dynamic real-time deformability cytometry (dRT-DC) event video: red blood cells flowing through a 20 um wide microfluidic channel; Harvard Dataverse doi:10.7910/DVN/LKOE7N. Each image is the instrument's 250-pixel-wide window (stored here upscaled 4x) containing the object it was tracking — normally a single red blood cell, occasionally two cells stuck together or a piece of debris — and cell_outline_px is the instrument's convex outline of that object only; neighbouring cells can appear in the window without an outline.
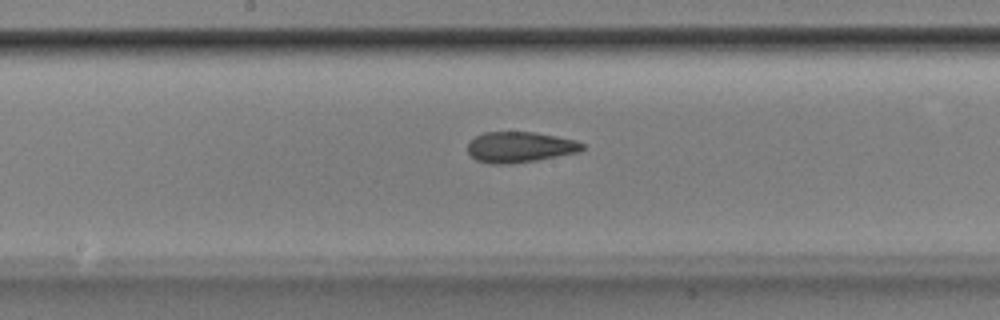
{"species": "Egyptian fruit bat (a non-hibernating species)", "species_latin": "Rousettus aegyptiacus", "temperature_condition": "room temperature", "stored_images_in_passage": 43, "camera_frame_rate_fps": 3000, "um_per_image_px": 0.085, "animal": {"sex": "male"}, "frame": {"image": 1, "passage_image": 18, "time_ms": 5.667, "image_size_px": [1000, 320], "cell_outline_px": [[584, 148], [580, 152], [536, 160], [512, 164], [488, 164], [476, 160], [468, 152], [468, 144], [476, 136], [484, 132], [536, 132], [576, 140], [584, 144]], "centroid_in_image_um": [44.2, 12.51], "position_along_channel_um": 204.0, "area_um2": 20.58}}
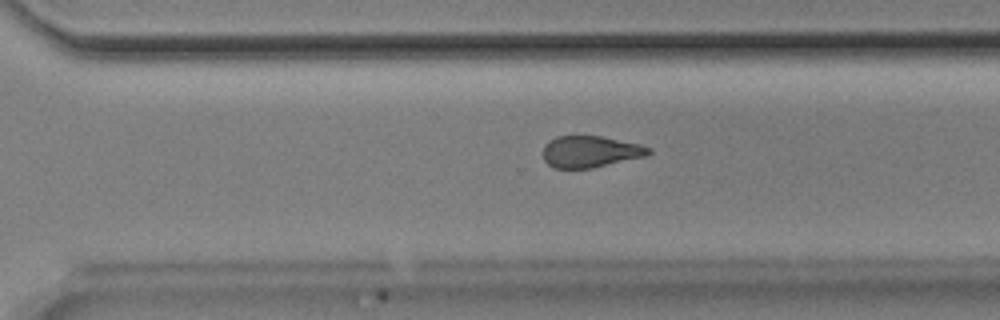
{"frame": {"image": 2, "passage_image": 27, "time_ms": 8.667, "image_size_px": [1000, 320], "cell_outline_px": [[652, 152], [648, 156], [592, 168], [552, 168], [544, 160], [544, 144], [548, 140], [556, 136], [600, 136], [640, 144], [652, 148]], "centroid_in_image_um": [50.2, 12.89], "position_along_channel_um": 320.4, "area_um2": 19.59}}
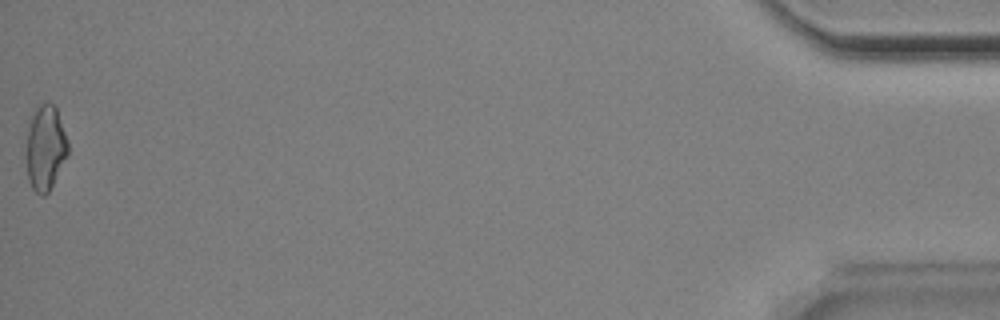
{"frame": {"image": 3, "passage_image": 43, "time_ms": 14.0, "image_size_px": [1000, 320], "cell_outline_px": [[68, 156], [48, 192], [44, 196], [40, 196], [32, 188], [28, 180], [24, 156], [28, 132], [32, 116], [36, 108], [44, 100], [48, 100], [56, 104], [68, 140]], "centroid_in_image_um": [3.85, 12.54], "position_along_channel_um": 431.3, "area_um2": 21.33}, "authors_computed_cell_mechanics": {"area_um2": 20.4612, "velocity_mm_per_s": 3.8956, "shape_relaxation_time_tau1_ms": null, "shape_relaxation_time_tau2_ms": 3.6558, "deformation_change_tau1": null, "deformation_change_tau2": 0.1276}}